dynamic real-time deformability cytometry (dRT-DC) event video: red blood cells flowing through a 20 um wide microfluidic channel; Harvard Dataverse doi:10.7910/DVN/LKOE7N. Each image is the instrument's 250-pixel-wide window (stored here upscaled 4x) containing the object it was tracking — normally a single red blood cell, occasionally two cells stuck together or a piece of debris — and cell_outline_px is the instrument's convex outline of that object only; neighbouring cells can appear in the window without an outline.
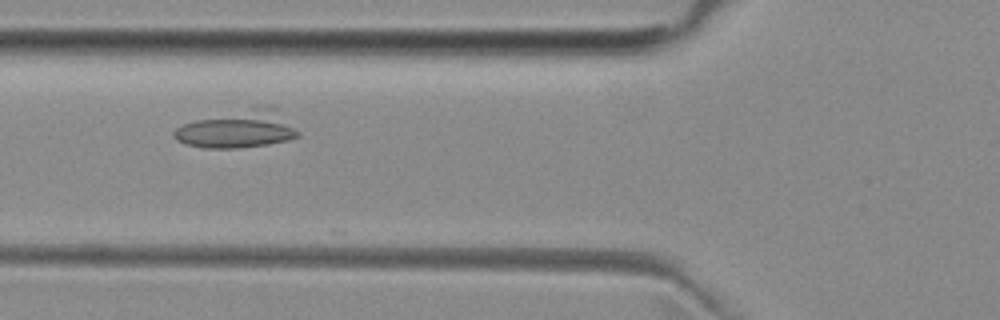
{"species": "common noctule bat (a hibernating species)", "species_latin": "Nyctalus noctula", "temperature_condition": "room temperature", "stored_images_in_passage": 6, "camera_frame_rate_fps": 3000, "um_per_image_px": 0.085, "animal": {"sex": "female", "body_mass_g": 29.2, "forearm_length_mm": 56.3}, "frame": {"image": 1, "passage_image": 4, "time_ms": 3.333, "image_size_px": [1000, 320], "cell_outline_px": [[300, 136], [288, 140], [268, 144], [236, 148], [204, 148], [188, 144], [176, 140], [172, 136], [172, 132], [176, 128], [184, 124], [196, 120], [252, 104], [272, 104], [300, 132]], "centroid_in_image_um": [20.25, 10.93], "position_along_channel_um": 105.5, "area_um2": 27.8}}
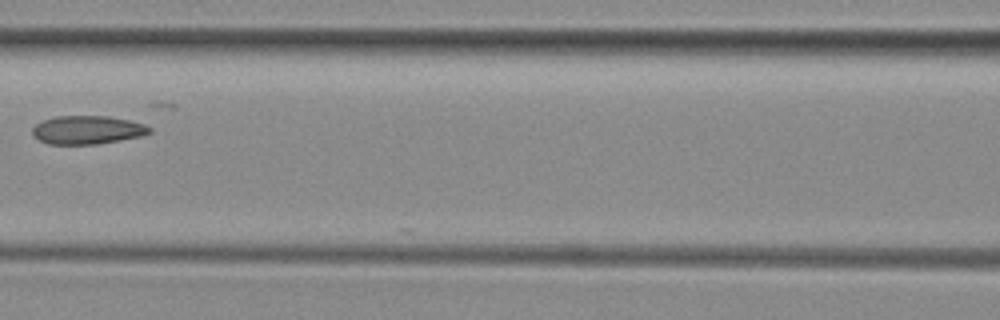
{"frame": {"image": 2, "passage_image": 5, "time_ms": 4.667, "image_size_px": [1000, 320], "cell_outline_px": [[152, 132], [140, 136], [96, 144], [48, 144], [32, 136], [32, 128], [36, 124], [44, 120], [56, 116], [108, 116], [128, 120], [144, 124], [152, 128]], "centroid_in_image_um": [7.41, 11.04], "position_along_channel_um": 159.2, "area_um2": 19.31}}
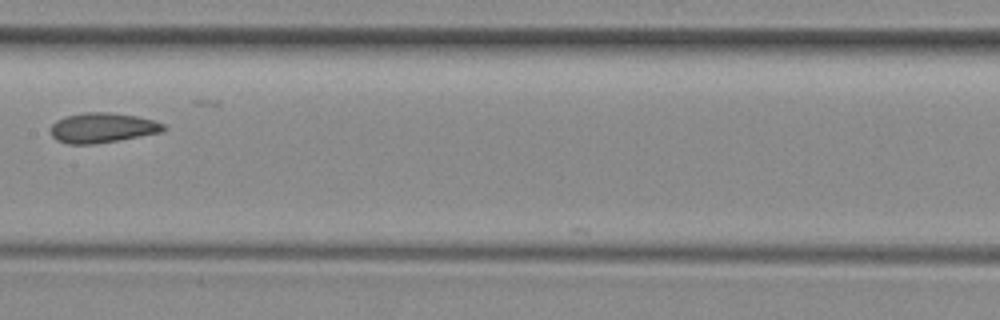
{"frame": {"image": 3, "passage_image": 6, "time_ms": 5.667, "image_size_px": [1000, 320], "cell_outline_px": [[168, 128], [160, 132], [120, 140], [96, 144], [68, 144], [56, 140], [52, 136], [52, 124], [56, 120], [64, 116], [84, 112], [108, 112], [136, 116], [152, 120], [164, 124]], "centroid_in_image_um": [8.69, 10.86], "position_along_channel_um": 198.7, "area_um2": 19.71}}